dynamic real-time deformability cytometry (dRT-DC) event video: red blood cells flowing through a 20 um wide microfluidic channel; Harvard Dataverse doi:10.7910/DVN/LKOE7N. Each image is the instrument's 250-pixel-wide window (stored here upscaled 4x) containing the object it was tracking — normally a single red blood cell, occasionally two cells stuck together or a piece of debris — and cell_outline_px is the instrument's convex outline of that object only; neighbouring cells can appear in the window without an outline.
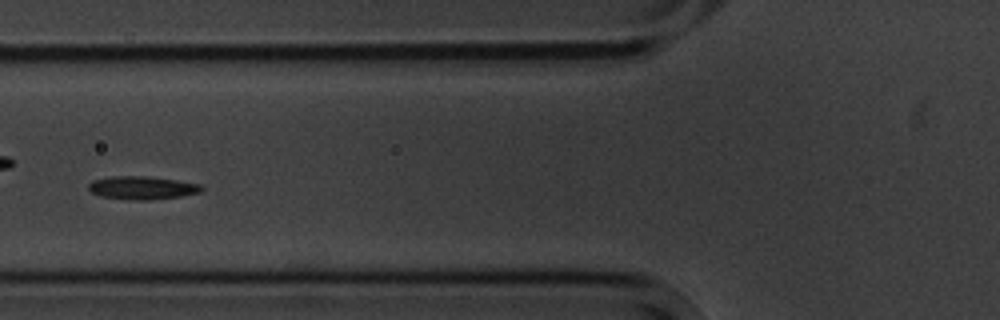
{"species": "common noctule bat (a hibernating species)", "species_latin": "Nyctalus noctula", "temperature_condition": "cold", "stored_images_in_passage": 8, "camera_frame_rate_fps": 3000, "um_per_image_px": 0.085, "animal": {"sex": "male", "body_mass_g": 20.1, "forearm_length_mm": 53.5}, "frame": {"image": 1, "passage_image": 6, "time_ms": 6.0, "image_size_px": [1000, 320], "cell_outline_px": [[204, 188], [200, 192], [180, 196], [148, 200], [128, 200], [100, 196], [92, 192], [88, 188], [88, 184], [92, 180], [112, 176], [144, 176], [176, 180], [200, 184]], "centroid_in_image_um": [12.05, 15.96], "position_along_channel_um": 113.8, "area_um2": 15.2}}
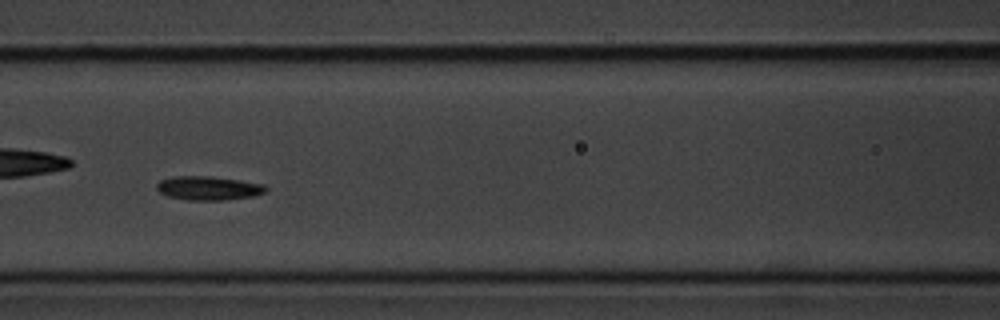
{"frame": {"image": 2, "passage_image": 7, "time_ms": 7.0, "image_size_px": [1000, 320], "cell_outline_px": [[268, 188], [264, 192], [252, 196], [224, 200], [188, 200], [168, 196], [160, 192], [156, 188], [156, 184], [160, 180], [172, 176], [212, 176], [240, 180], [264, 184]], "centroid_in_image_um": [17.7, 15.98], "position_along_channel_um": 148.9, "area_um2": 15.2}}
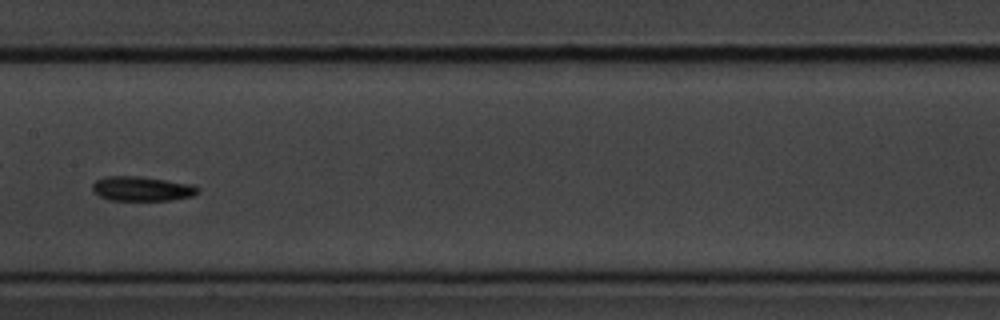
{"frame": {"image": 3, "passage_image": 8, "time_ms": 8.333, "image_size_px": [1000, 320], "cell_outline_px": [[200, 192], [192, 196], [172, 200], [108, 200], [92, 192], [92, 184], [96, 180], [104, 176], [136, 176], [192, 184], [200, 188]], "centroid_in_image_um": [12.04, 16.04], "position_along_channel_um": 195.4, "area_um2": 15.14}}